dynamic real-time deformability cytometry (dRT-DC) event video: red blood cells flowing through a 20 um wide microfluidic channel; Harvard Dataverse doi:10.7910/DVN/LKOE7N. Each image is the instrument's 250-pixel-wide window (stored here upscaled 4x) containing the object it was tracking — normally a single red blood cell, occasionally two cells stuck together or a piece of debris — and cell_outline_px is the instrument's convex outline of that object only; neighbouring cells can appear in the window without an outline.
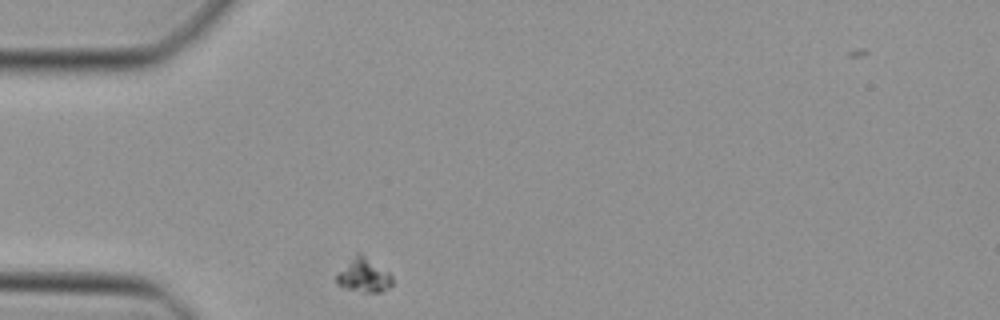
{"species": "Egyptian fruit bat (a non-hibernating species)", "species_latin": "Rousettus aegyptiacus", "temperature_condition": "cold", "stored_images_in_passage": 39, "camera_frame_rate_fps": 3000, "um_per_image_px": 0.085, "animal": {"sex": "female"}, "frame": {"image": 1, "passage_image": 1, "time_ms": 0.0, "image_size_px": [1000, 320], "cell_outline_px": [[392, 284], [388, 288], [380, 292], [364, 292], [348, 288], [336, 284], [336, 276], [356, 252], [360, 252], [388, 272], [392, 276]], "centroid_in_image_um": [30.92, 23.4], "position_along_channel_um": 54.1, "area_um2": 10.75}}
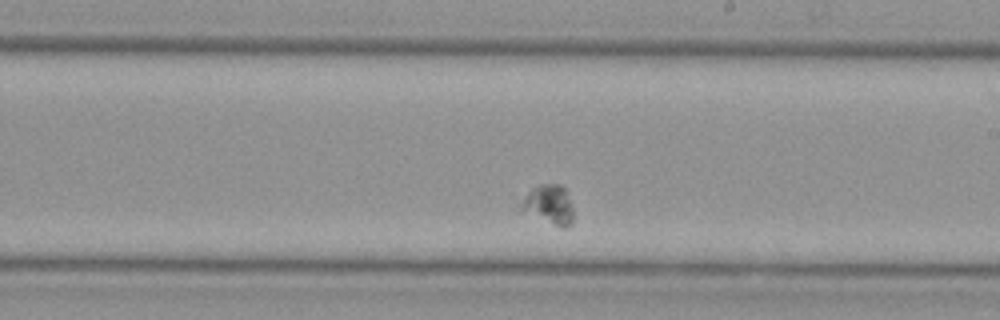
{"frame": {"image": 2, "passage_image": 17, "time_ms": 5.333, "image_size_px": [1000, 320], "cell_outline_px": [[572, 224], [564, 228], [560, 228], [524, 208], [520, 204], [528, 192], [532, 188], [540, 184], [560, 184], [564, 188], [572, 208]], "centroid_in_image_um": [46.72, 17.36], "position_along_channel_um": 242.3, "area_um2": 11.21}}
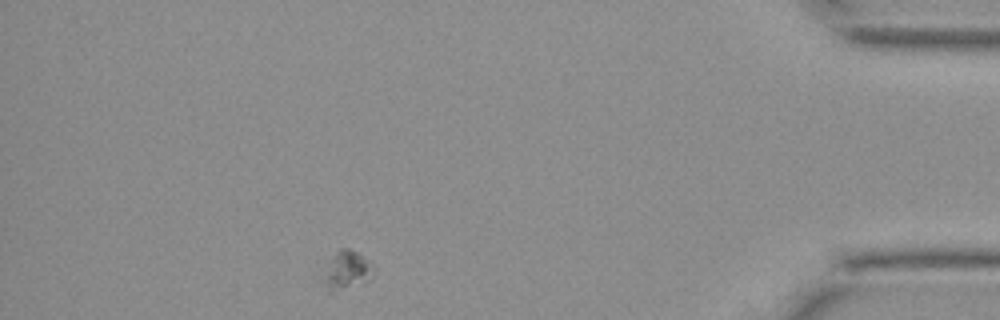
{"frame": {"image": 3, "passage_image": 33, "time_ms": 10.667, "image_size_px": [1000, 320], "cell_outline_px": [[376, 272], [372, 280], [332, 292], [328, 284], [328, 272], [332, 260], [336, 252], [340, 248], [348, 248], [360, 252], [376, 268]], "centroid_in_image_um": [29.7, 22.92], "position_along_channel_um": 405.5, "area_um2": 10.58}}